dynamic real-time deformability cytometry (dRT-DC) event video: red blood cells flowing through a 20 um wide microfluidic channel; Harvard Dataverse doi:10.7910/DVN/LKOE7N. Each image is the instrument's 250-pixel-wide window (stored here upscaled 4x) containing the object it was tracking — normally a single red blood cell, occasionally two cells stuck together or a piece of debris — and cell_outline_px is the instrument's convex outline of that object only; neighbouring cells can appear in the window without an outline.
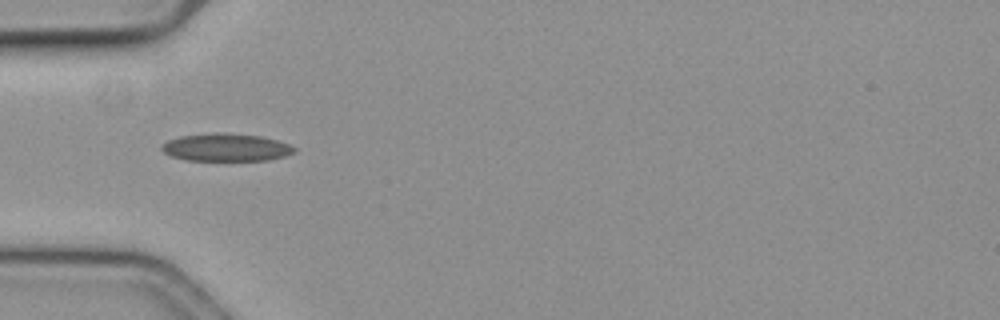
{"species": "common noctule bat (a hibernating species)", "species_latin": "Nyctalus noctula", "temperature_condition": "cold", "stored_images_in_passage": 29, "camera_frame_rate_fps": 3000, "um_per_image_px": 0.085, "animal": {"sex": "female", "body_mass_g": 19.3, "forearm_length_mm": 54.1}, "frame": {"image": 1, "passage_image": 1, "time_ms": 0.0, "image_size_px": [1000, 320], "cell_outline_px": [[296, 152], [284, 156], [268, 160], [184, 160], [172, 156], [164, 152], [160, 148], [160, 144], [168, 140], [180, 136], [216, 132], [224, 132], [260, 136], [276, 140], [288, 144], [296, 148]], "centroid_in_image_um": [19.19, 12.52], "position_along_channel_um": 65.8, "area_um2": 21.44}}
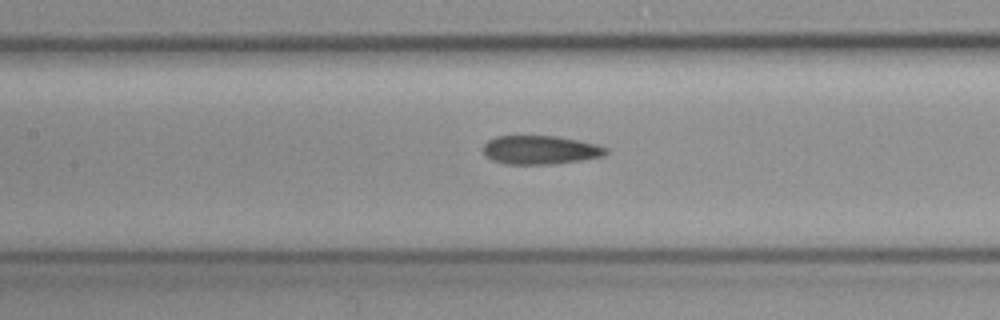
{"frame": {"image": 2, "passage_image": 9, "time_ms": 2.667, "image_size_px": [1000, 320], "cell_outline_px": [[608, 152], [604, 156], [580, 160], [552, 164], [504, 164], [492, 160], [484, 156], [484, 144], [488, 140], [496, 136], [556, 136], [596, 144], [608, 148]], "centroid_in_image_um": [45.9, 12.75], "position_along_channel_um": 161.5, "area_um2": 20.52}}
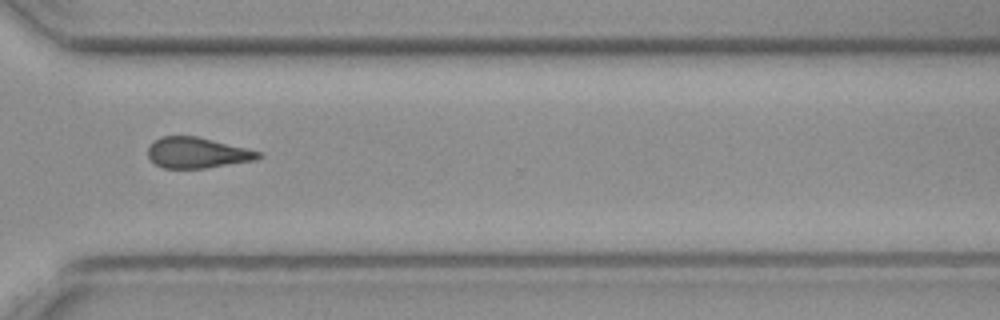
{"frame": {"image": 3, "passage_image": 25, "time_ms": 8.0, "image_size_px": [1000, 320], "cell_outline_px": [[264, 156], [256, 160], [204, 168], [164, 168], [156, 164], [148, 156], [148, 148], [152, 140], [160, 136], [196, 136], [248, 148], [264, 152]], "centroid_in_image_um": [16.79, 12.97], "position_along_channel_um": 353.8, "area_um2": 19.94}}